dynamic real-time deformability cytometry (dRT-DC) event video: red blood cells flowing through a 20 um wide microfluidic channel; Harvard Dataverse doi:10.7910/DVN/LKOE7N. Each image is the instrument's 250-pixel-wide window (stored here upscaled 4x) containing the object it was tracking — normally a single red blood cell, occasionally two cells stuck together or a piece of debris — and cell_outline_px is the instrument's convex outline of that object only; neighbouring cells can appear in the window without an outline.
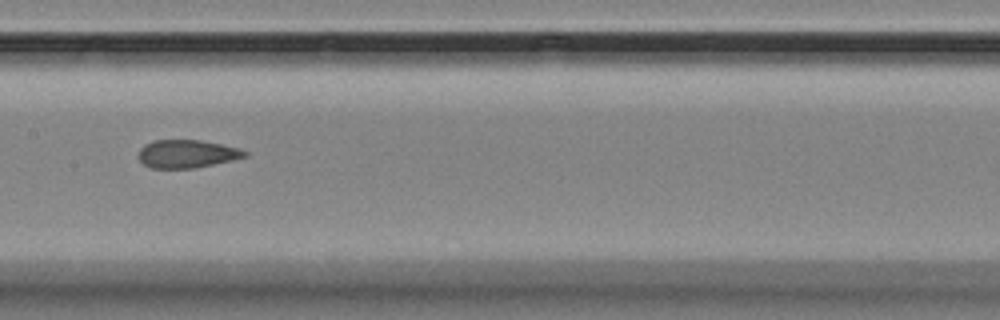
{"species": "Egyptian fruit bat (a non-hibernating species)", "species_latin": "Rousettus aegyptiacus", "temperature_condition": "room temperature", "stored_images_in_passage": 8, "camera_frame_rate_fps": 3000, "um_per_image_px": 0.085, "animal": {"sex": "female"}, "frame": {"image": 1, "passage_image": 7, "time_ms": 7.0, "image_size_px": [1000, 320], "cell_outline_px": [[248, 156], [232, 160], [192, 168], [152, 168], [144, 164], [140, 160], [140, 148], [144, 144], [152, 140], [200, 140], [220, 144], [236, 148], [248, 152]], "centroid_in_image_um": [15.87, 13.07], "position_along_channel_um": 191.5, "area_um2": 17.11}}
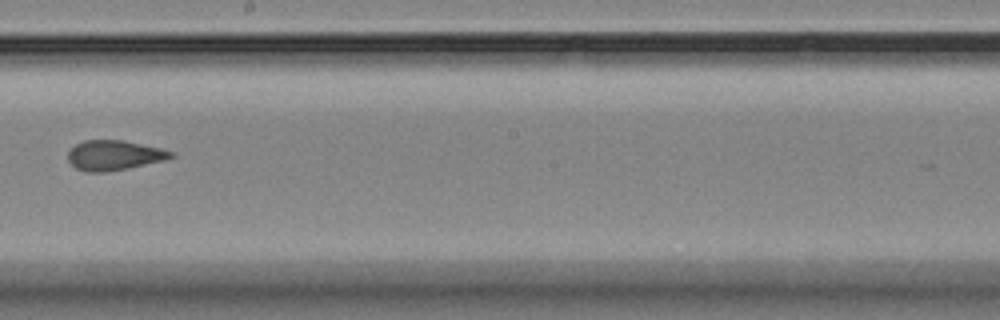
{"frame": {"image": 2, "passage_image": 8, "time_ms": 8.333, "image_size_px": [1000, 320], "cell_outline_px": [[176, 156], [164, 160], [128, 168], [108, 172], [84, 172], [76, 168], [68, 160], [68, 152], [76, 144], [84, 140], [124, 140], [160, 148], [176, 152]], "centroid_in_image_um": [9.72, 13.2], "position_along_channel_um": 238.5, "area_um2": 18.03}}